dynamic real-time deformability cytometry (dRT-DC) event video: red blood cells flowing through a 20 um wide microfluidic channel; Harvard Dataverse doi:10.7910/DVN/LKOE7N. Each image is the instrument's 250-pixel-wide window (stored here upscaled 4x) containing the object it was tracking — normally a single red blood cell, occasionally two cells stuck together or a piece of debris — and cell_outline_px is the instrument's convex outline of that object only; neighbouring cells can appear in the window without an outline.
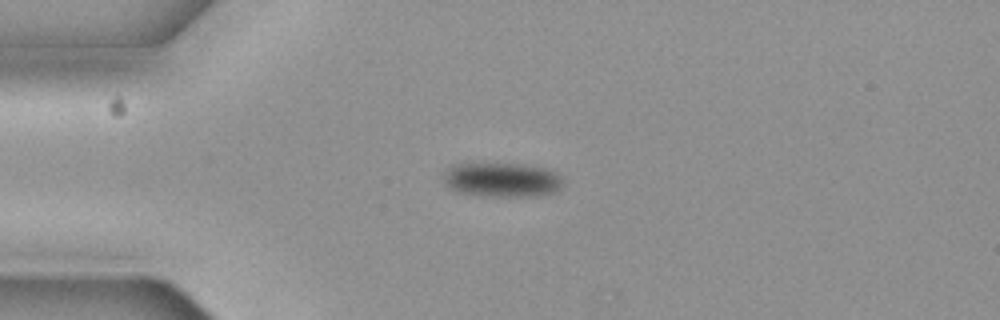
{"species": "common noctule bat (a hibernating species)", "species_latin": "Nyctalus noctula", "temperature_condition": "cold", "stored_images_in_passage": 1, "camera_frame_rate_fps": 3000, "um_per_image_px": 0.085, "animal": {"sex": "female", "body_mass_g": 19.3, "forearm_length_mm": 54.1}, "frame": {"image": 1, "passage_image": 1, "time_ms": 0.0, "image_size_px": [1000, 320], "cell_outline_px": [[560, 188], [552, 192], [536, 196], [492, 196], [456, 192], [444, 184], [444, 172], [452, 164], [524, 164], [548, 168], [556, 172], [560, 176]], "centroid_in_image_um": [42.64, 15.27], "position_along_channel_um": 42.4, "area_um2": 23.81}}